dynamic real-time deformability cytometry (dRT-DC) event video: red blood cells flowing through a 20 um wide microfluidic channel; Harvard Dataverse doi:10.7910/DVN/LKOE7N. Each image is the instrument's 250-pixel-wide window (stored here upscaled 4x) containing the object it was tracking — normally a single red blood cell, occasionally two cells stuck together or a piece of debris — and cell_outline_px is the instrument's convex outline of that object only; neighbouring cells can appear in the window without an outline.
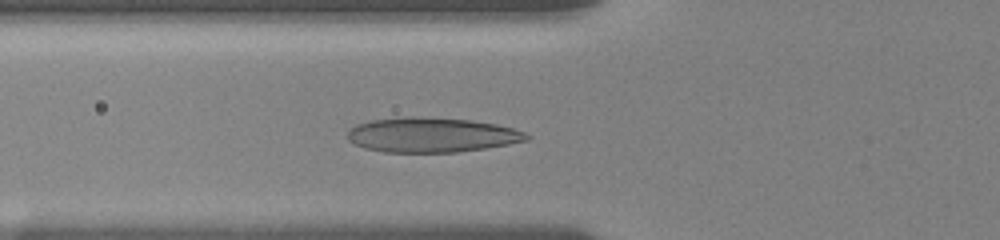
{"species": "human", "species_latin": "Homo sapiens", "temperature_condition": "room temperature", "stored_images_in_passage": 21, "camera_frame_rate_fps": 3000, "um_per_image_px": 0.085, "donor": {"sex": "female"}, "frame": {"image": 1, "passage_image": 5, "time_ms": 2.667, "image_size_px": [1000, 240], "cell_outline_px": [[532, 136], [528, 140], [508, 144], [484, 148], [456, 152], [384, 152], [364, 148], [348, 140], [348, 128], [356, 124], [372, 120], [408, 116], [420, 116], [468, 120], [496, 124], [512, 128], [524, 132]], "centroid_in_image_um": [36.66, 11.46], "position_along_channel_um": 89.1, "area_um2": 36.24}}
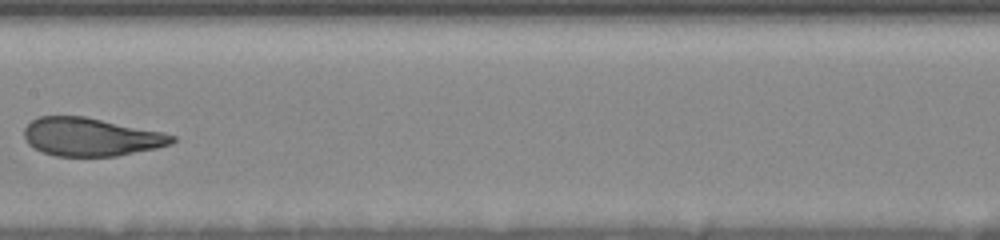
{"frame": {"image": 2, "passage_image": 10, "time_ms": 5.667, "image_size_px": [1000, 240], "cell_outline_px": [[176, 140], [172, 144], [156, 148], [116, 156], [56, 156], [44, 152], [28, 144], [24, 136], [24, 128], [32, 120], [40, 116], [84, 116], [160, 132], [176, 136]], "centroid_in_image_um": [7.71, 11.64], "position_along_channel_um": 199.7, "area_um2": 32.6}}
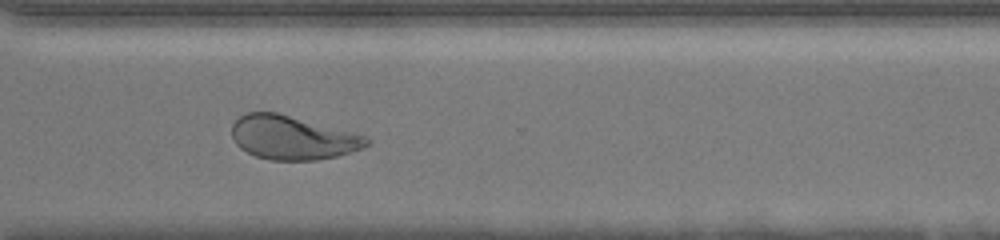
{"frame": {"image": 3, "passage_image": 16, "time_ms": 9.667, "image_size_px": [1000, 240], "cell_outline_px": [[368, 144], [360, 148], [336, 156], [316, 160], [272, 160], [256, 156], [240, 148], [236, 144], [232, 136], [232, 124], [240, 116], [248, 112], [276, 112], [364, 136], [368, 140]], "centroid_in_image_um": [24.78, 11.7], "position_along_channel_um": 345.8, "area_um2": 33.58}, "authors_computed_cell_mechanics": {"area_um2": 33.9864, "velocity_mm_per_s": 3.662, "shape_relaxation_time_tau1_ms": 4.8157, "shape_relaxation_time_tau2_ms": 0.9848, "deformation_change_tau1": 0.1877, "deformation_change_tau2": 0.0642}}